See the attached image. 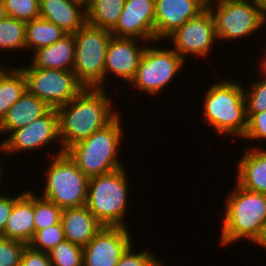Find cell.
I'll use <instances>...</instances> for the list:
<instances>
[{
	"instance_id": "obj_1",
	"label": "cell",
	"mask_w": 266,
	"mask_h": 266,
	"mask_svg": "<svg viewBox=\"0 0 266 266\" xmlns=\"http://www.w3.org/2000/svg\"><path fill=\"white\" fill-rule=\"evenodd\" d=\"M105 88H84L76 97L58 107L59 136L65 151L110 123L118 114Z\"/></svg>"
},
{
	"instance_id": "obj_2",
	"label": "cell",
	"mask_w": 266,
	"mask_h": 266,
	"mask_svg": "<svg viewBox=\"0 0 266 266\" xmlns=\"http://www.w3.org/2000/svg\"><path fill=\"white\" fill-rule=\"evenodd\" d=\"M229 193L223 207L220 246H230L241 239L256 244L266 224V194L246 190L238 184Z\"/></svg>"
},
{
	"instance_id": "obj_3",
	"label": "cell",
	"mask_w": 266,
	"mask_h": 266,
	"mask_svg": "<svg viewBox=\"0 0 266 266\" xmlns=\"http://www.w3.org/2000/svg\"><path fill=\"white\" fill-rule=\"evenodd\" d=\"M203 118L219 137L243 138L247 128L244 88L240 81H218L203 96Z\"/></svg>"
},
{
	"instance_id": "obj_4",
	"label": "cell",
	"mask_w": 266,
	"mask_h": 266,
	"mask_svg": "<svg viewBox=\"0 0 266 266\" xmlns=\"http://www.w3.org/2000/svg\"><path fill=\"white\" fill-rule=\"evenodd\" d=\"M121 118L118 114L106 126L65 150L79 170L88 178L123 167L121 160L118 159L123 137Z\"/></svg>"
},
{
	"instance_id": "obj_5",
	"label": "cell",
	"mask_w": 266,
	"mask_h": 266,
	"mask_svg": "<svg viewBox=\"0 0 266 266\" xmlns=\"http://www.w3.org/2000/svg\"><path fill=\"white\" fill-rule=\"evenodd\" d=\"M128 173L125 167L89 179L86 207L103 227H128Z\"/></svg>"
},
{
	"instance_id": "obj_6",
	"label": "cell",
	"mask_w": 266,
	"mask_h": 266,
	"mask_svg": "<svg viewBox=\"0 0 266 266\" xmlns=\"http://www.w3.org/2000/svg\"><path fill=\"white\" fill-rule=\"evenodd\" d=\"M54 154L48 170L46 168V184L41 197L61 209L86 205L90 178L79 170L66 152Z\"/></svg>"
},
{
	"instance_id": "obj_7",
	"label": "cell",
	"mask_w": 266,
	"mask_h": 266,
	"mask_svg": "<svg viewBox=\"0 0 266 266\" xmlns=\"http://www.w3.org/2000/svg\"><path fill=\"white\" fill-rule=\"evenodd\" d=\"M218 40L236 41L265 28L264 7L255 0H207Z\"/></svg>"
},
{
	"instance_id": "obj_8",
	"label": "cell",
	"mask_w": 266,
	"mask_h": 266,
	"mask_svg": "<svg viewBox=\"0 0 266 266\" xmlns=\"http://www.w3.org/2000/svg\"><path fill=\"white\" fill-rule=\"evenodd\" d=\"M75 59L73 72L85 88H105L104 63L111 30L86 23L73 34Z\"/></svg>"
},
{
	"instance_id": "obj_9",
	"label": "cell",
	"mask_w": 266,
	"mask_h": 266,
	"mask_svg": "<svg viewBox=\"0 0 266 266\" xmlns=\"http://www.w3.org/2000/svg\"><path fill=\"white\" fill-rule=\"evenodd\" d=\"M185 63L186 60L172 48L147 46L141 56L135 77L129 84L135 87L134 89L137 88L138 91L153 97L161 94L160 92L171 84Z\"/></svg>"
},
{
	"instance_id": "obj_10",
	"label": "cell",
	"mask_w": 266,
	"mask_h": 266,
	"mask_svg": "<svg viewBox=\"0 0 266 266\" xmlns=\"http://www.w3.org/2000/svg\"><path fill=\"white\" fill-rule=\"evenodd\" d=\"M29 65L18 66L25 76L26 89L50 108L57 109L65 105L85 88L73 71L43 69L32 63Z\"/></svg>"
},
{
	"instance_id": "obj_11",
	"label": "cell",
	"mask_w": 266,
	"mask_h": 266,
	"mask_svg": "<svg viewBox=\"0 0 266 266\" xmlns=\"http://www.w3.org/2000/svg\"><path fill=\"white\" fill-rule=\"evenodd\" d=\"M165 40L173 43L172 49L184 60H187V55L208 58L218 41L214 18L209 8L206 7L196 17L187 20Z\"/></svg>"
},
{
	"instance_id": "obj_12",
	"label": "cell",
	"mask_w": 266,
	"mask_h": 266,
	"mask_svg": "<svg viewBox=\"0 0 266 266\" xmlns=\"http://www.w3.org/2000/svg\"><path fill=\"white\" fill-rule=\"evenodd\" d=\"M59 142L58 154L65 152L61 147L59 136V118L57 109L51 108L45 115L31 122L27 126L13 131L0 141V151L5 155L20 152H31L50 146L53 141Z\"/></svg>"
},
{
	"instance_id": "obj_13",
	"label": "cell",
	"mask_w": 266,
	"mask_h": 266,
	"mask_svg": "<svg viewBox=\"0 0 266 266\" xmlns=\"http://www.w3.org/2000/svg\"><path fill=\"white\" fill-rule=\"evenodd\" d=\"M128 227H102L83 247V266H115L133 243Z\"/></svg>"
},
{
	"instance_id": "obj_14",
	"label": "cell",
	"mask_w": 266,
	"mask_h": 266,
	"mask_svg": "<svg viewBox=\"0 0 266 266\" xmlns=\"http://www.w3.org/2000/svg\"><path fill=\"white\" fill-rule=\"evenodd\" d=\"M154 19L155 0H125L122 13L111 33L115 37L140 39L146 46L150 42L156 45Z\"/></svg>"
},
{
	"instance_id": "obj_15",
	"label": "cell",
	"mask_w": 266,
	"mask_h": 266,
	"mask_svg": "<svg viewBox=\"0 0 266 266\" xmlns=\"http://www.w3.org/2000/svg\"><path fill=\"white\" fill-rule=\"evenodd\" d=\"M139 42L137 38L111 37L105 56L104 82H107L109 74L124 79L128 84L133 80L146 48Z\"/></svg>"
},
{
	"instance_id": "obj_16",
	"label": "cell",
	"mask_w": 266,
	"mask_h": 266,
	"mask_svg": "<svg viewBox=\"0 0 266 266\" xmlns=\"http://www.w3.org/2000/svg\"><path fill=\"white\" fill-rule=\"evenodd\" d=\"M207 7V0H155V41H164Z\"/></svg>"
},
{
	"instance_id": "obj_17",
	"label": "cell",
	"mask_w": 266,
	"mask_h": 266,
	"mask_svg": "<svg viewBox=\"0 0 266 266\" xmlns=\"http://www.w3.org/2000/svg\"><path fill=\"white\" fill-rule=\"evenodd\" d=\"M40 17L67 34H74L86 24V9L73 0H40Z\"/></svg>"
},
{
	"instance_id": "obj_18",
	"label": "cell",
	"mask_w": 266,
	"mask_h": 266,
	"mask_svg": "<svg viewBox=\"0 0 266 266\" xmlns=\"http://www.w3.org/2000/svg\"><path fill=\"white\" fill-rule=\"evenodd\" d=\"M61 224L65 240L83 247L103 227L86 205L62 209Z\"/></svg>"
},
{
	"instance_id": "obj_19",
	"label": "cell",
	"mask_w": 266,
	"mask_h": 266,
	"mask_svg": "<svg viewBox=\"0 0 266 266\" xmlns=\"http://www.w3.org/2000/svg\"><path fill=\"white\" fill-rule=\"evenodd\" d=\"M35 234L33 192L27 190L13 203L1 236L28 245Z\"/></svg>"
},
{
	"instance_id": "obj_20",
	"label": "cell",
	"mask_w": 266,
	"mask_h": 266,
	"mask_svg": "<svg viewBox=\"0 0 266 266\" xmlns=\"http://www.w3.org/2000/svg\"><path fill=\"white\" fill-rule=\"evenodd\" d=\"M237 184L246 190L266 194V150L250 147L236 164Z\"/></svg>"
},
{
	"instance_id": "obj_21",
	"label": "cell",
	"mask_w": 266,
	"mask_h": 266,
	"mask_svg": "<svg viewBox=\"0 0 266 266\" xmlns=\"http://www.w3.org/2000/svg\"><path fill=\"white\" fill-rule=\"evenodd\" d=\"M51 108L27 90L0 121V135H9L45 115Z\"/></svg>"
},
{
	"instance_id": "obj_22",
	"label": "cell",
	"mask_w": 266,
	"mask_h": 266,
	"mask_svg": "<svg viewBox=\"0 0 266 266\" xmlns=\"http://www.w3.org/2000/svg\"><path fill=\"white\" fill-rule=\"evenodd\" d=\"M31 63L38 68L72 71L75 59V39L66 34L56 43L32 53Z\"/></svg>"
},
{
	"instance_id": "obj_23",
	"label": "cell",
	"mask_w": 266,
	"mask_h": 266,
	"mask_svg": "<svg viewBox=\"0 0 266 266\" xmlns=\"http://www.w3.org/2000/svg\"><path fill=\"white\" fill-rule=\"evenodd\" d=\"M26 90L25 76L17 66L3 68L0 72V121Z\"/></svg>"
},
{
	"instance_id": "obj_24",
	"label": "cell",
	"mask_w": 266,
	"mask_h": 266,
	"mask_svg": "<svg viewBox=\"0 0 266 266\" xmlns=\"http://www.w3.org/2000/svg\"><path fill=\"white\" fill-rule=\"evenodd\" d=\"M66 34L61 28L41 17L27 21L26 51L31 50L34 53L39 48L56 43Z\"/></svg>"
},
{
	"instance_id": "obj_25",
	"label": "cell",
	"mask_w": 266,
	"mask_h": 266,
	"mask_svg": "<svg viewBox=\"0 0 266 266\" xmlns=\"http://www.w3.org/2000/svg\"><path fill=\"white\" fill-rule=\"evenodd\" d=\"M125 0H93L86 8V23L112 30L122 13Z\"/></svg>"
},
{
	"instance_id": "obj_26",
	"label": "cell",
	"mask_w": 266,
	"mask_h": 266,
	"mask_svg": "<svg viewBox=\"0 0 266 266\" xmlns=\"http://www.w3.org/2000/svg\"><path fill=\"white\" fill-rule=\"evenodd\" d=\"M26 22L12 17L0 21V50H26ZM0 51V52H1Z\"/></svg>"
},
{
	"instance_id": "obj_27",
	"label": "cell",
	"mask_w": 266,
	"mask_h": 266,
	"mask_svg": "<svg viewBox=\"0 0 266 266\" xmlns=\"http://www.w3.org/2000/svg\"><path fill=\"white\" fill-rule=\"evenodd\" d=\"M33 210L35 231L61 222L62 209L53 202L35 195L34 192Z\"/></svg>"
},
{
	"instance_id": "obj_28",
	"label": "cell",
	"mask_w": 266,
	"mask_h": 266,
	"mask_svg": "<svg viewBox=\"0 0 266 266\" xmlns=\"http://www.w3.org/2000/svg\"><path fill=\"white\" fill-rule=\"evenodd\" d=\"M52 266H83V246L64 240L48 252Z\"/></svg>"
},
{
	"instance_id": "obj_29",
	"label": "cell",
	"mask_w": 266,
	"mask_h": 266,
	"mask_svg": "<svg viewBox=\"0 0 266 266\" xmlns=\"http://www.w3.org/2000/svg\"><path fill=\"white\" fill-rule=\"evenodd\" d=\"M64 240V231L60 222L59 224L35 231V234L28 245L34 250L48 253L58 243Z\"/></svg>"
},
{
	"instance_id": "obj_30",
	"label": "cell",
	"mask_w": 266,
	"mask_h": 266,
	"mask_svg": "<svg viewBox=\"0 0 266 266\" xmlns=\"http://www.w3.org/2000/svg\"><path fill=\"white\" fill-rule=\"evenodd\" d=\"M8 17L25 22L40 17V0H3Z\"/></svg>"
},
{
	"instance_id": "obj_31",
	"label": "cell",
	"mask_w": 266,
	"mask_h": 266,
	"mask_svg": "<svg viewBox=\"0 0 266 266\" xmlns=\"http://www.w3.org/2000/svg\"><path fill=\"white\" fill-rule=\"evenodd\" d=\"M250 84L249 89L244 86L246 113L266 111V79H258Z\"/></svg>"
},
{
	"instance_id": "obj_32",
	"label": "cell",
	"mask_w": 266,
	"mask_h": 266,
	"mask_svg": "<svg viewBox=\"0 0 266 266\" xmlns=\"http://www.w3.org/2000/svg\"><path fill=\"white\" fill-rule=\"evenodd\" d=\"M150 250L134 252L133 243L122 254L115 266H163L162 260Z\"/></svg>"
},
{
	"instance_id": "obj_33",
	"label": "cell",
	"mask_w": 266,
	"mask_h": 266,
	"mask_svg": "<svg viewBox=\"0 0 266 266\" xmlns=\"http://www.w3.org/2000/svg\"><path fill=\"white\" fill-rule=\"evenodd\" d=\"M26 244L0 235V266H20Z\"/></svg>"
},
{
	"instance_id": "obj_34",
	"label": "cell",
	"mask_w": 266,
	"mask_h": 266,
	"mask_svg": "<svg viewBox=\"0 0 266 266\" xmlns=\"http://www.w3.org/2000/svg\"><path fill=\"white\" fill-rule=\"evenodd\" d=\"M247 114V128L244 140L249 141H266V111L259 113H246Z\"/></svg>"
},
{
	"instance_id": "obj_35",
	"label": "cell",
	"mask_w": 266,
	"mask_h": 266,
	"mask_svg": "<svg viewBox=\"0 0 266 266\" xmlns=\"http://www.w3.org/2000/svg\"><path fill=\"white\" fill-rule=\"evenodd\" d=\"M20 266H52V264L48 253L34 250L26 245L21 256Z\"/></svg>"
},
{
	"instance_id": "obj_36",
	"label": "cell",
	"mask_w": 266,
	"mask_h": 266,
	"mask_svg": "<svg viewBox=\"0 0 266 266\" xmlns=\"http://www.w3.org/2000/svg\"><path fill=\"white\" fill-rule=\"evenodd\" d=\"M24 193V191L15 196H9L7 193H0V235H2L7 220L13 208V203Z\"/></svg>"
},
{
	"instance_id": "obj_37",
	"label": "cell",
	"mask_w": 266,
	"mask_h": 266,
	"mask_svg": "<svg viewBox=\"0 0 266 266\" xmlns=\"http://www.w3.org/2000/svg\"><path fill=\"white\" fill-rule=\"evenodd\" d=\"M255 245L261 246L262 248L266 249V224L264 226V230L260 239L257 241Z\"/></svg>"
},
{
	"instance_id": "obj_38",
	"label": "cell",
	"mask_w": 266,
	"mask_h": 266,
	"mask_svg": "<svg viewBox=\"0 0 266 266\" xmlns=\"http://www.w3.org/2000/svg\"><path fill=\"white\" fill-rule=\"evenodd\" d=\"M265 52H266V50H265ZM260 62H261V64L259 66H260V71L262 73V75L260 74V76H263L261 78L266 79V54H263V59Z\"/></svg>"
},
{
	"instance_id": "obj_39",
	"label": "cell",
	"mask_w": 266,
	"mask_h": 266,
	"mask_svg": "<svg viewBox=\"0 0 266 266\" xmlns=\"http://www.w3.org/2000/svg\"><path fill=\"white\" fill-rule=\"evenodd\" d=\"M7 17L6 9L3 0H0V21Z\"/></svg>"
},
{
	"instance_id": "obj_40",
	"label": "cell",
	"mask_w": 266,
	"mask_h": 266,
	"mask_svg": "<svg viewBox=\"0 0 266 266\" xmlns=\"http://www.w3.org/2000/svg\"><path fill=\"white\" fill-rule=\"evenodd\" d=\"M73 1L81 4L86 9L93 0H73Z\"/></svg>"
},
{
	"instance_id": "obj_41",
	"label": "cell",
	"mask_w": 266,
	"mask_h": 266,
	"mask_svg": "<svg viewBox=\"0 0 266 266\" xmlns=\"http://www.w3.org/2000/svg\"><path fill=\"white\" fill-rule=\"evenodd\" d=\"M1 164H2V163L0 162V184L2 185V182H3L2 179H3V177H4L5 175H4V173H3V172H4V171H3L4 169H3V166H2ZM1 185H0V187H1Z\"/></svg>"
},
{
	"instance_id": "obj_42",
	"label": "cell",
	"mask_w": 266,
	"mask_h": 266,
	"mask_svg": "<svg viewBox=\"0 0 266 266\" xmlns=\"http://www.w3.org/2000/svg\"><path fill=\"white\" fill-rule=\"evenodd\" d=\"M257 3H259L260 5H262L263 7L266 6V0H255Z\"/></svg>"
},
{
	"instance_id": "obj_43",
	"label": "cell",
	"mask_w": 266,
	"mask_h": 266,
	"mask_svg": "<svg viewBox=\"0 0 266 266\" xmlns=\"http://www.w3.org/2000/svg\"><path fill=\"white\" fill-rule=\"evenodd\" d=\"M264 14H265V24H266V6L264 7Z\"/></svg>"
},
{
	"instance_id": "obj_44",
	"label": "cell",
	"mask_w": 266,
	"mask_h": 266,
	"mask_svg": "<svg viewBox=\"0 0 266 266\" xmlns=\"http://www.w3.org/2000/svg\"><path fill=\"white\" fill-rule=\"evenodd\" d=\"M4 66H5V65L2 66V65H1V62H0V72L3 70Z\"/></svg>"
}]
</instances>
